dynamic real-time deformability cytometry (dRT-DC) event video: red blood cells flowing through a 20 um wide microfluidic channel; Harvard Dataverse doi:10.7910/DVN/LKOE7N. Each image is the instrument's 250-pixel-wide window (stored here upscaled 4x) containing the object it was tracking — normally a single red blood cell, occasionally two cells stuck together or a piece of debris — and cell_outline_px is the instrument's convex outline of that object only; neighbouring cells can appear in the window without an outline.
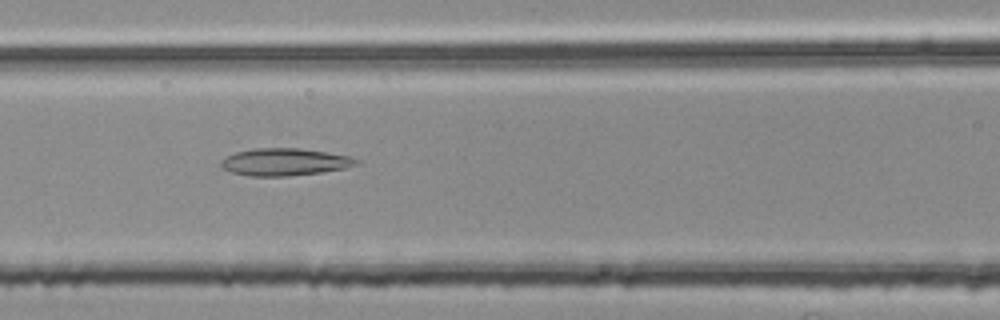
{"species": "common noctule bat (a hibernating species)", "species_latin": "Nyctalus noctula", "temperature_condition": "room temperature", "stored_images_in_passage": 38, "camera_frame_rate_fps": 3000, "um_per_image_px": 0.085, "animal": {"sex": "female", "body_mass_g": 25.1}, "frame": {"image": 1, "passage_image": 7, "time_ms": 2.0, "image_size_px": [1000, 320], "cell_outline_px": [[360, 164], [348, 168], [324, 172], [288, 176], [252, 176], [232, 172], [224, 168], [220, 164], [220, 160], [236, 152], [252, 148], [300, 148], [328, 152], [348, 156], [360, 160]], "centroid_in_image_um": [24.26, 13.76], "position_along_channel_um": 142.3, "area_um2": 21.68}}
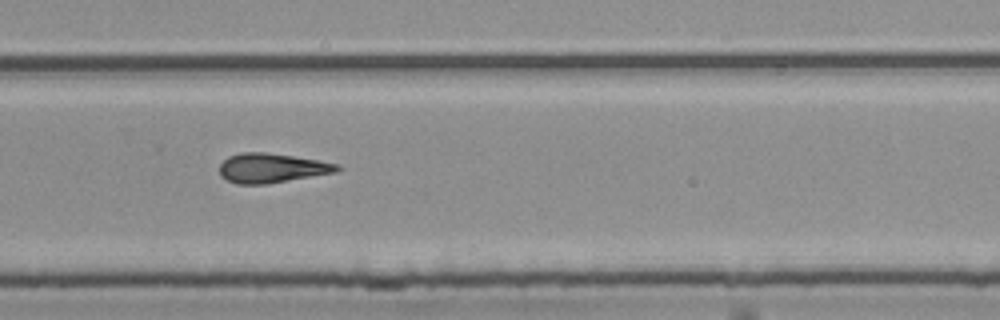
{"frame": {"image": 2, "passage_image": 20, "time_ms": 6.333, "image_size_px": [1000, 320], "cell_outline_px": [[344, 168], [336, 172], [268, 184], [236, 184], [220, 176], [220, 164], [228, 156], [240, 152], [264, 152], [320, 160], [340, 164]], "centroid_in_image_um": [23.12, 14.28], "position_along_channel_um": 306.7, "area_um2": 20.35}}
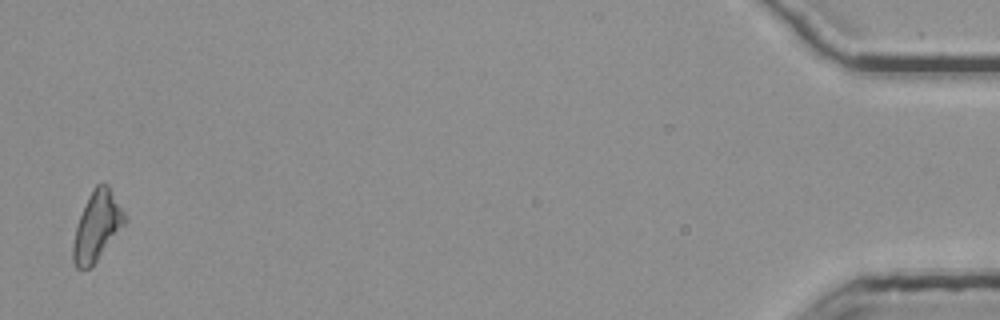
{"frame": {"image": 3, "passage_image": 37, "time_ms": 12.0, "image_size_px": [1000, 320], "cell_outline_px": [[124, 224], [96, 260], [88, 268], [76, 268], [72, 260], [72, 244], [76, 228], [80, 216], [88, 196], [96, 184], [108, 184], [124, 212]], "centroid_in_image_um": [8.2, 19.2], "position_along_channel_um": 427.0, "area_um2": 20.11}, "authors_computed_cell_mechanics": {"area_um2": 19.8543, "velocity_mm_per_s": 3.8058, "shape_relaxation_time_tau1_ms": null, "shape_relaxation_time_tau2_ms": 5.2483, "deformation_change_tau1": null, "deformation_change_tau2": 0.1866}}